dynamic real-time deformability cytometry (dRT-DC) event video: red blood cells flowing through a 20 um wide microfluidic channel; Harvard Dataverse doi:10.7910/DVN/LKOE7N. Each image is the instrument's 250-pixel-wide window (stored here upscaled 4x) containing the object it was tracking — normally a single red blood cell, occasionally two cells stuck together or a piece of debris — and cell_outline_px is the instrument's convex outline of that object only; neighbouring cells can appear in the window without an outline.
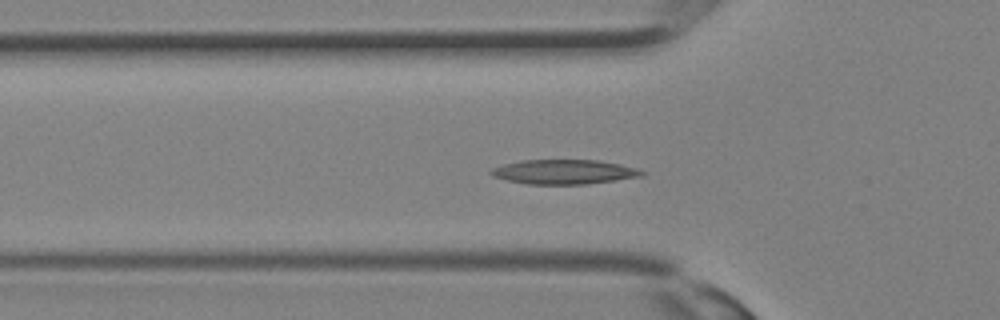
{"species": "Egyptian fruit bat (a non-hibernating species)", "species_latin": "Rousettus aegyptiacus", "temperature_condition": "room temperature", "stored_images_in_passage": 11, "camera_frame_rate_fps": 3000, "um_per_image_px": 0.085, "animal": {"sex": "female"}, "frame": {"image": 1, "passage_image": 10, "time_ms": 3.0, "image_size_px": [1000, 320], "cell_outline_px": [[648, 172], [644, 176], [584, 184], [528, 184], [508, 180], [492, 176], [488, 172], [492, 168], [504, 164], [520, 160], [600, 160], [620, 164], [636, 168]], "centroid_in_image_um": [47.96, 14.6], "position_along_channel_um": 77.8, "area_um2": 21.56}}